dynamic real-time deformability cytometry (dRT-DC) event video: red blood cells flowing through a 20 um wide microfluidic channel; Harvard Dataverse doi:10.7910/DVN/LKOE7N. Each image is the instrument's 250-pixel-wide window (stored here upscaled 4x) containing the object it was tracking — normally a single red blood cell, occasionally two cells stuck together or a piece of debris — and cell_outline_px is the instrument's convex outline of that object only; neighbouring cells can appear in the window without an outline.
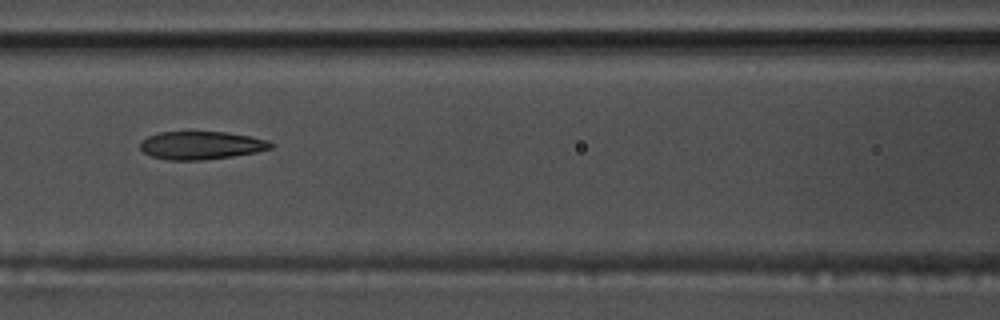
{"species": "common noctule bat (a hibernating species)", "species_latin": "Nyctalus noctula", "temperature_condition": "warm", "stored_images_in_passage": 56, "camera_frame_rate_fps": 3000, "um_per_image_px": 0.085, "animal": {"sex": "male", "body_mass_g": 17.5, "forearm_length_mm": 52.3}, "frame": {"image": 1, "passage_image": 25, "time_ms": 8.0, "image_size_px": [1000, 320], "cell_outline_px": [[276, 144], [272, 148], [256, 152], [232, 156], [200, 160], [168, 160], [152, 156], [144, 152], [140, 148], [140, 144], [148, 136], [160, 132], [224, 132], [248, 136], [268, 140]], "centroid_in_image_um": [17.12, 12.35], "position_along_channel_um": 149.5, "area_um2": 21.15}}
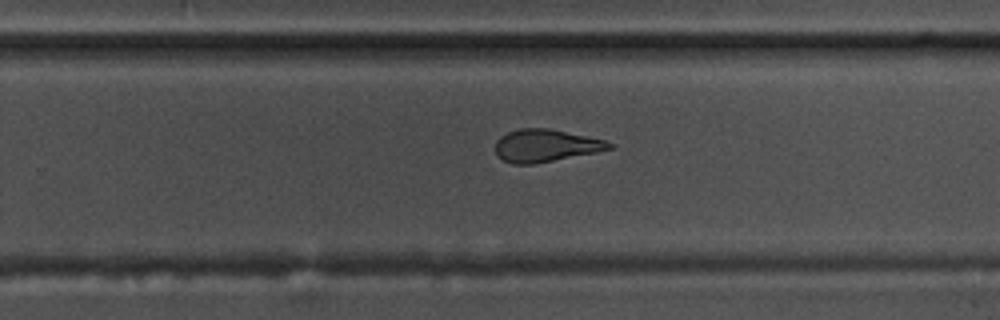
{"frame": {"image": 2, "passage_image": 36, "time_ms": 11.667, "image_size_px": [1000, 320], "cell_outline_px": [[612, 148], [596, 152], [532, 164], [512, 164], [496, 156], [496, 140], [500, 136], [508, 132], [520, 128], [548, 128], [588, 136], [604, 140], [612, 144]], "centroid_in_image_um": [46.33, 12.37], "position_along_channel_um": 283.5, "area_um2": 21.39}}
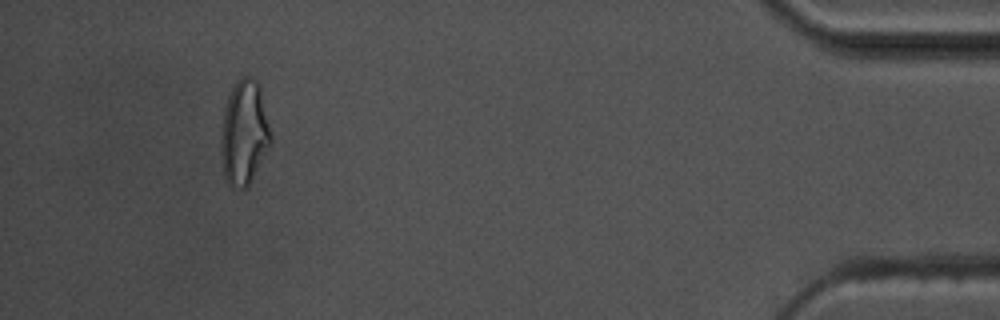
{"frame": {"image": 3, "passage_image": 52, "time_ms": 17.0, "image_size_px": [1000, 320], "cell_outline_px": [[272, 140], [248, 188], [232, 188], [228, 184], [224, 176], [220, 152], [220, 140], [224, 112], [228, 96], [236, 80], [240, 76], [248, 76], [256, 80], [260, 84], [272, 136]], "centroid_in_image_um": [20.75, 11.29], "position_along_channel_um": 414.4, "area_um2": 30.69}, "authors_computed_cell_mechanics": {"area_um2": 22.3397, "velocity_mm_per_s": 3.6674, "shape_relaxation_time_tau1_ms": 7.3997, "shape_relaxation_time_tau2_ms": 2.4499, "deformation_change_tau1": 0.249, "deformation_change_tau2": 0.1131}}